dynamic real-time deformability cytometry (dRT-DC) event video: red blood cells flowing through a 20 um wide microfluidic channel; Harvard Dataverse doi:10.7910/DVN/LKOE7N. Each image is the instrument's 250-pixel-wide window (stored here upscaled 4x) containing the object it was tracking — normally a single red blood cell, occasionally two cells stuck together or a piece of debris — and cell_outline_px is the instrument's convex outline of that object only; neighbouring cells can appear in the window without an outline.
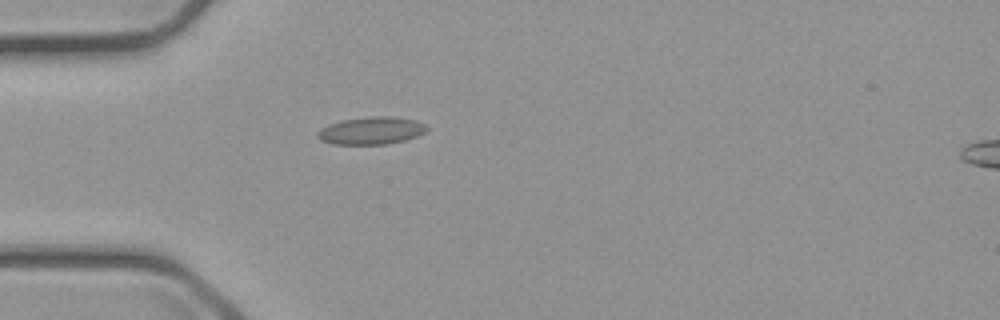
{"species": "common noctule bat (a hibernating species)", "species_latin": "Nyctalus noctula", "temperature_condition": "cold", "stored_images_in_passage": 36, "camera_frame_rate_fps": 3000, "um_per_image_px": 0.085, "animal": {"sex": "male", "body_mass_g": 23.1, "forearm_length_mm": 52.7}, "frame": {"image": 1, "passage_image": 1, "time_ms": 0.0, "image_size_px": [1000, 320], "cell_outline_px": [[428, 128], [424, 132], [416, 136], [404, 140], [388, 144], [332, 144], [320, 140], [316, 136], [316, 132], [320, 128], [328, 124], [340, 120], [368, 116], [392, 116], [416, 120], [424, 124]], "centroid_in_image_um": [31.5, 11.09], "position_along_channel_um": 53.5, "area_um2": 17.69}}
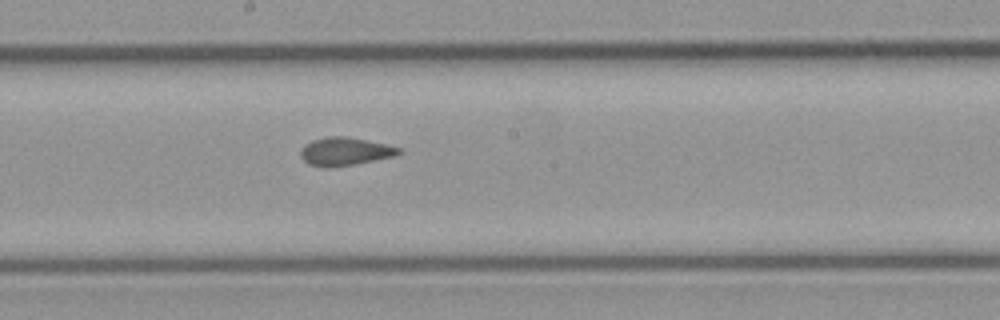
{"frame": {"image": 2, "passage_image": 15, "time_ms": 4.667, "image_size_px": [1000, 320], "cell_outline_px": [[404, 152], [392, 156], [352, 164], [328, 168], [324, 168], [308, 164], [300, 156], [300, 152], [304, 144], [312, 140], [328, 136], [348, 136], [384, 144], [400, 148]], "centroid_in_image_um": [29.26, 12.86], "position_along_channel_um": 218.9, "area_um2": 15.95}}
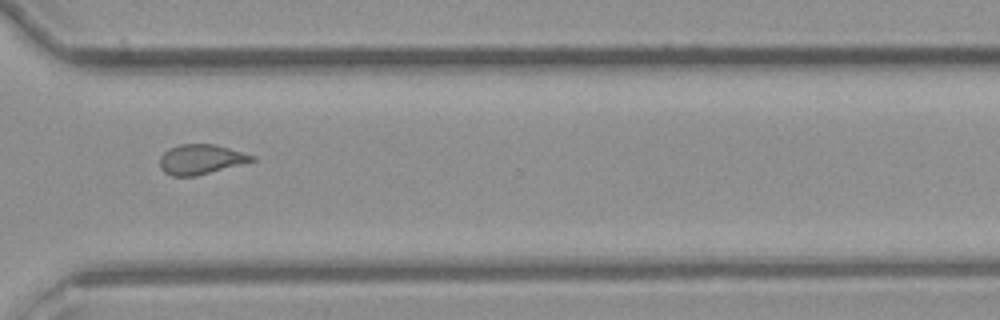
{"frame": {"image": 3, "passage_image": 26, "time_ms": 8.333, "image_size_px": [1000, 320], "cell_outline_px": [[256, 160], [244, 164], [196, 176], [172, 176], [164, 172], [160, 168], [160, 156], [168, 148], [180, 144], [216, 144], [256, 156]], "centroid_in_image_um": [17.09, 13.54], "position_along_channel_um": 353.5, "area_um2": 16.24}, "authors_computed_cell_mechanics": {"area_um2": 16.2418, "velocity_mm_per_s": 3.6878, "shape_relaxation_time_tau1_ms": null, "shape_relaxation_time_tau2_ms": 2.1419, "deformation_change_tau1": null, "deformation_change_tau2": 0.0734}}